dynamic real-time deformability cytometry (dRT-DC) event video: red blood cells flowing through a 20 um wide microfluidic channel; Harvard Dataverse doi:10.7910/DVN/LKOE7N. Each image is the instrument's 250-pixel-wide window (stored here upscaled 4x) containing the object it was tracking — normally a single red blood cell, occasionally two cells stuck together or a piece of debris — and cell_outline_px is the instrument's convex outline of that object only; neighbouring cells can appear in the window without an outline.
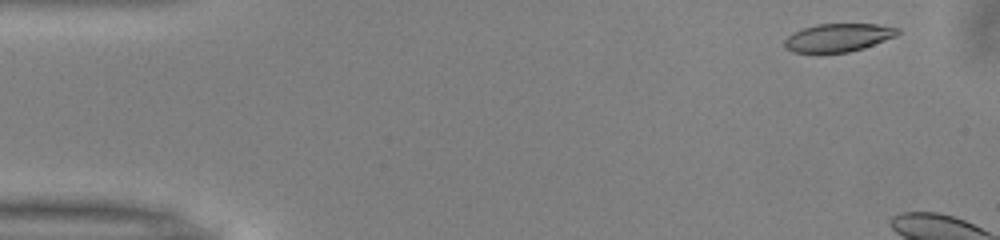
{"species": "common noctule bat (a hibernating species)", "species_latin": "Nyctalus noctula", "temperature_condition": "warm", "stored_images_in_passage": 7, "camera_frame_rate_fps": 3000, "um_per_image_px": 0.085, "animal": {"sex": "male", "body_mass_g": 13.0, "forearm_length_mm": 53.1}, "frame": {"image": 1, "passage_image": 2, "time_ms": 0.333, "image_size_px": [1000, 240], "cell_outline_px": [[900, 32], [896, 36], [864, 48], [848, 52], [792, 52], [784, 48], [784, 40], [788, 36], [804, 28], [816, 24], [876, 24], [900, 28]], "centroid_in_image_um": [71.26, 3.19], "position_along_channel_um": 13.7, "area_um2": 18.44}}